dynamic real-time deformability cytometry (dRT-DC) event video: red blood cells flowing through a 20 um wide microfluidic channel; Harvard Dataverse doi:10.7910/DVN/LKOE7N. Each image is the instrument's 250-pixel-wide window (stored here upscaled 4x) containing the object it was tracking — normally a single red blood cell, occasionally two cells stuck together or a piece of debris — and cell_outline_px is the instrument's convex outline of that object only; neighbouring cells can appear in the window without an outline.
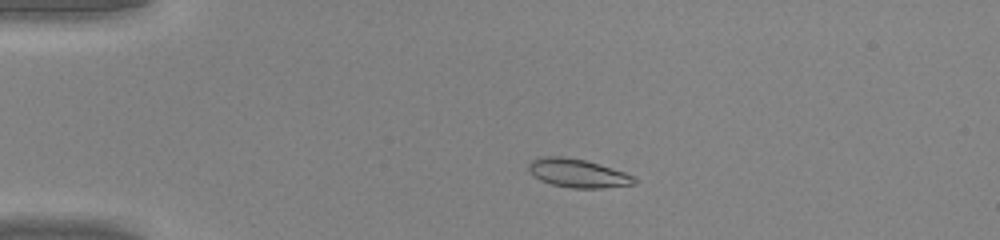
{"species": "common noctule bat (a hibernating species)", "species_latin": "Nyctalus noctula", "temperature_condition": "warm", "stored_images_in_passage": 39, "camera_frame_rate_fps": 3000, "um_per_image_px": 0.085, "animal": {"sex": "male", "body_mass_g": 20.0, "forearm_length_mm": 53.3}, "frame": {"image": 1, "passage_image": 4, "time_ms": 1.0, "image_size_px": [1000, 240], "cell_outline_px": [[636, 184], [600, 188], [572, 188], [552, 184], [540, 180], [528, 172], [528, 164], [532, 160], [540, 156], [560, 156], [584, 160], [624, 172], [632, 176], [636, 180]], "centroid_in_image_um": [49.05, 14.72], "position_along_channel_um": 35.9, "area_um2": 17.4}}
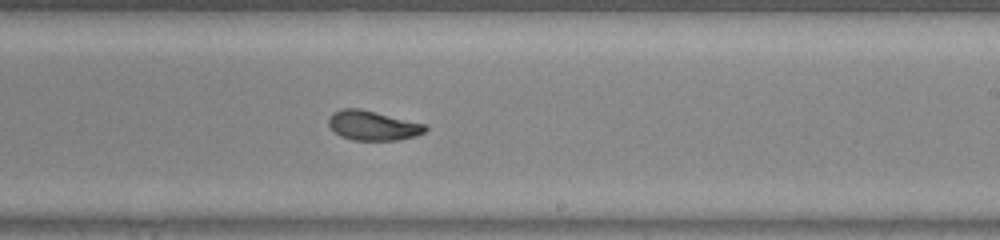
{"frame": {"image": 2, "passage_image": 22, "time_ms": 7.0, "image_size_px": [1000, 240], "cell_outline_px": [[428, 128], [424, 132], [416, 136], [396, 140], [352, 140], [340, 136], [328, 124], [328, 116], [332, 112], [340, 108], [360, 108], [428, 124]], "centroid_in_image_um": [31.7, 10.65], "position_along_channel_um": 257.3, "area_um2": 16.94}}
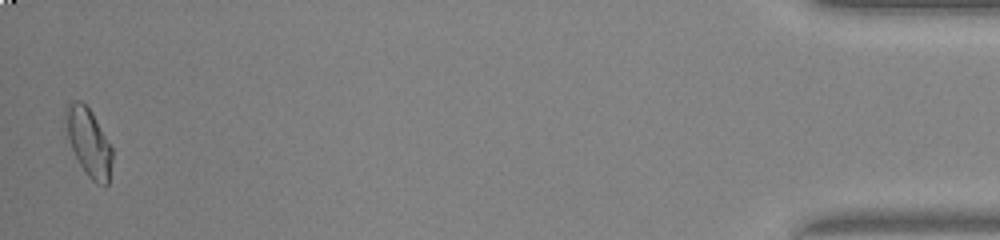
{"frame": {"image": 3, "passage_image": 39, "time_ms": 12.667, "image_size_px": [1000, 240], "cell_outline_px": [[112, 160], [108, 184], [104, 188], [96, 184], [88, 176], [80, 164], [72, 148], [68, 136], [64, 112], [64, 108], [68, 104], [76, 100], [80, 100], [92, 112], [112, 148]], "centroid_in_image_um": [7.55, 12.11], "position_along_channel_um": 427.7, "area_um2": 18.21}}